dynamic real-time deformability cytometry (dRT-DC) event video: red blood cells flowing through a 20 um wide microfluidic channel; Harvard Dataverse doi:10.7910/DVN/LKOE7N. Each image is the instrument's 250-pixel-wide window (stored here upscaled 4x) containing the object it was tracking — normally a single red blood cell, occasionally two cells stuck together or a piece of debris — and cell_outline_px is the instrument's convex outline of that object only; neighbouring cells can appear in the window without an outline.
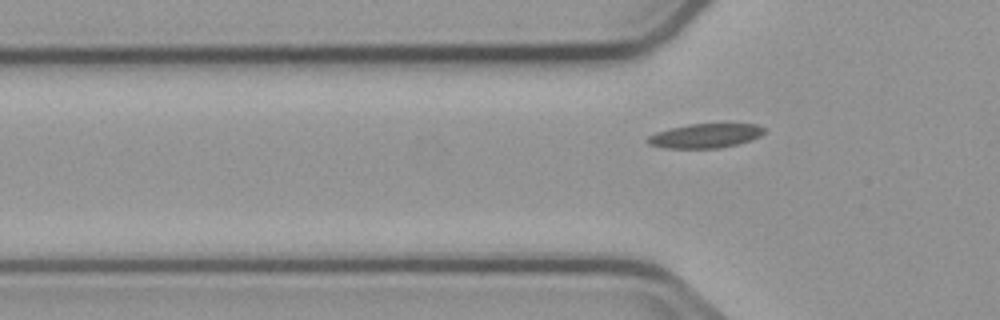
{"species": "common noctule bat (a hibernating species)", "species_latin": "Nyctalus noctula", "temperature_condition": "cold", "stored_images_in_passage": 8, "segment_of_instrument_passage": [2, 2], "camera_frame_rate_fps": 3000, "um_per_image_px": 0.085, "animal": {"sex": "male", "body_mass_g": 23.1, "forearm_length_mm": 52.7}, "frame": {"image": 1, "passage_image": 8, "time_ms": 9.0, "image_size_px": [1000, 320], "cell_outline_px": [[764, 132], [760, 136], [752, 140], [720, 148], [664, 148], [648, 144], [648, 136], [656, 132], [668, 128], [688, 124], [756, 124], [764, 128]], "centroid_in_image_um": [59.93, 11.54], "position_along_channel_um": 65.9, "area_um2": 16.47}}